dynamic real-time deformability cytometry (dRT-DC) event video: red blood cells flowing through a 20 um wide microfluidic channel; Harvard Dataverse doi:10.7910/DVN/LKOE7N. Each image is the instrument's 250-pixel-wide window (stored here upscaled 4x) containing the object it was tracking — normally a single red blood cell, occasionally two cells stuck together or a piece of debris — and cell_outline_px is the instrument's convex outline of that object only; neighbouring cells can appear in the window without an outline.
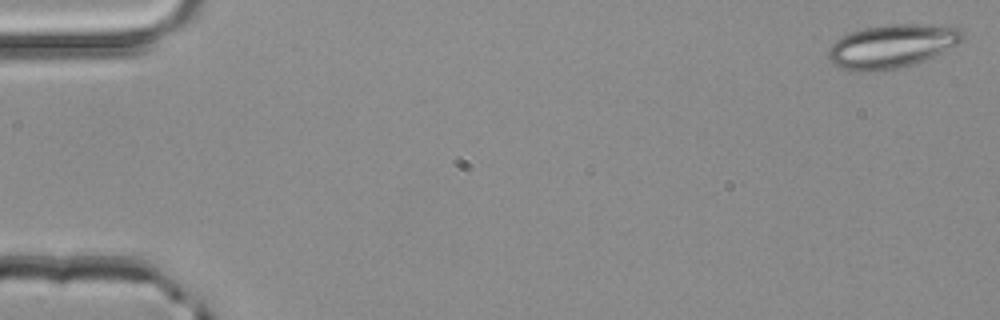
{"species": "common noctule bat (a hibernating species)", "species_latin": "Nyctalus noctula", "temperature_condition": "room temperature", "stored_images_in_passage": 3, "camera_frame_rate_fps": 3000, "um_per_image_px": 0.085, "animal": {"sex": "male", "body_mass_g": 20.4}, "frame": {"image": 1, "passage_image": 3, "time_ms": 0.667, "image_size_px": [1000, 320], "cell_outline_px": [[964, 40], [916, 64], [900, 68], [872, 72], [852, 72], [840, 68], [832, 64], [828, 60], [828, 48], [840, 36], [864, 28], [888, 24], [940, 24], [960, 28], [964, 32]], "centroid_in_image_um": [75.78, 3.93], "position_along_channel_um": 9.2, "area_um2": 34.56}}